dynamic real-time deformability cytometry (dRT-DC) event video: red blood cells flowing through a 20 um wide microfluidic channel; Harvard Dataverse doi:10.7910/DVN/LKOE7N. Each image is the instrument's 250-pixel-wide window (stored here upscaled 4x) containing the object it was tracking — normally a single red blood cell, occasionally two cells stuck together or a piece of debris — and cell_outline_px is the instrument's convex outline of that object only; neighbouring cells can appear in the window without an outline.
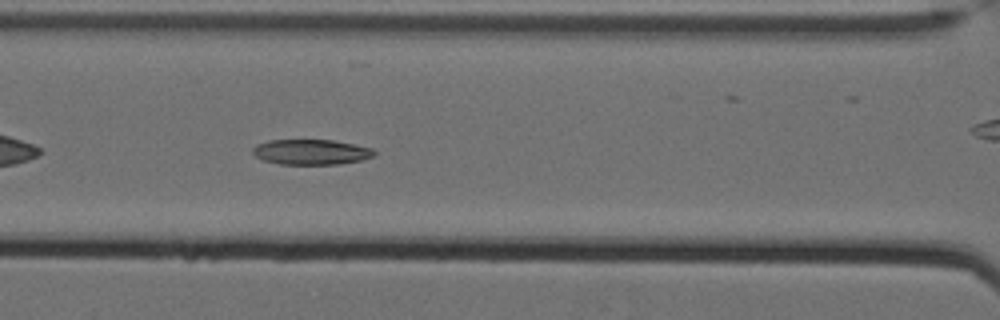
{"species": "Egyptian fruit bat (a non-hibernating species)", "species_latin": "Rousettus aegyptiacus", "temperature_condition": "cold", "stored_images_in_passage": 29, "camera_frame_rate_fps": 3000, "um_per_image_px": 0.085, "animal": {"sex": "female"}, "frame": {"image": 1, "passage_image": 9, "time_ms": 2.667, "image_size_px": [1000, 320], "cell_outline_px": [[376, 152], [372, 156], [360, 160], [340, 164], [280, 164], [264, 160], [256, 156], [252, 152], [252, 148], [256, 144], [268, 140], [332, 140], [372, 148]], "centroid_in_image_um": [26.41, 12.91], "position_along_channel_um": 140.2, "area_um2": 17.74}}
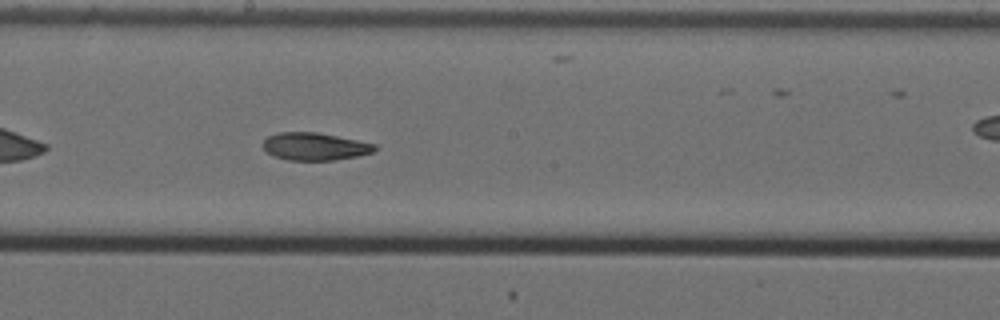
{"frame": {"image": 2, "passage_image": 16, "time_ms": 5.0, "image_size_px": [1000, 320], "cell_outline_px": [[376, 148], [372, 152], [356, 156], [336, 160], [288, 160], [272, 156], [264, 148], [264, 140], [268, 136], [280, 132], [316, 132], [376, 144]], "centroid_in_image_um": [26.74, 12.45], "position_along_channel_um": 221.5, "area_um2": 17.74}}
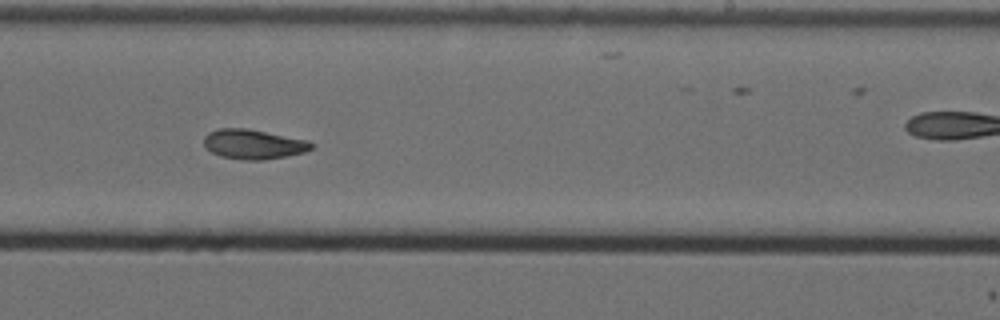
{"frame": {"image": 3, "passage_image": 20, "time_ms": 6.333, "image_size_px": [1000, 320], "cell_outline_px": [[316, 144], [312, 148], [304, 152], [264, 160], [244, 160], [220, 156], [212, 152], [204, 144], [204, 136], [208, 132], [220, 128], [244, 128], [308, 140]], "centroid_in_image_um": [21.54, 12.26], "position_along_channel_um": 267.5, "area_um2": 18.44}, "authors_computed_cell_mechanics": {"area_um2": 18.3804, "velocity_mm_per_s": 3.4823, "shape_relaxation_time_tau1_ms": null, "shape_relaxation_time_tau2_ms": 7.9245, "deformation_change_tau1": null, "deformation_change_tau2": 0.1259}}